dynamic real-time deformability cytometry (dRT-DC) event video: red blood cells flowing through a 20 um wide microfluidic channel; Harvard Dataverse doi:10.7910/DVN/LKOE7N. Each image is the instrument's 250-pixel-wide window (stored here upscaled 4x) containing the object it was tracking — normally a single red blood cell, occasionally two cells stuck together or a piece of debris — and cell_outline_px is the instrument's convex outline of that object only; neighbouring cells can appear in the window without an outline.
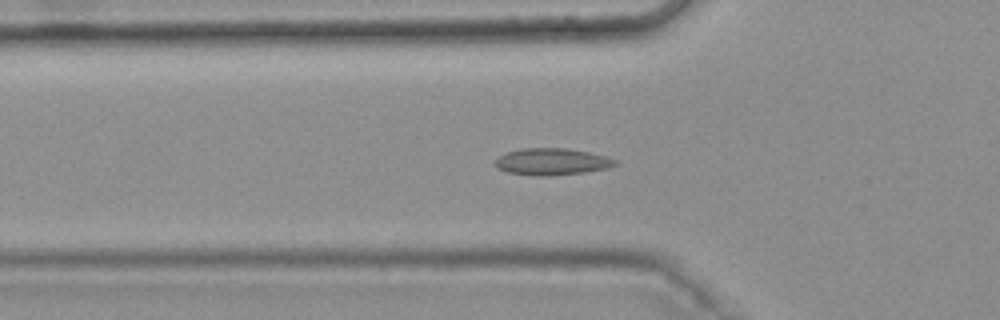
{"species": "common noctule bat (a hibernating species)", "species_latin": "Nyctalus noctula", "temperature_condition": "warm", "stored_images_in_passage": 46, "camera_frame_rate_fps": 3000, "um_per_image_px": 0.085, "animal": {"sex": "female", "body_mass_g": 25.1}, "frame": {"image": 1, "passage_image": 18, "time_ms": 5.667, "image_size_px": [1000, 320], "cell_outline_px": [[620, 164], [608, 168], [584, 172], [548, 176], [536, 176], [508, 172], [500, 168], [496, 164], [496, 160], [500, 156], [508, 152], [520, 148], [564, 148], [588, 152], [604, 156], [616, 160]], "centroid_in_image_um": [46.95, 13.74], "position_along_channel_um": 78.9, "area_um2": 18.5}}
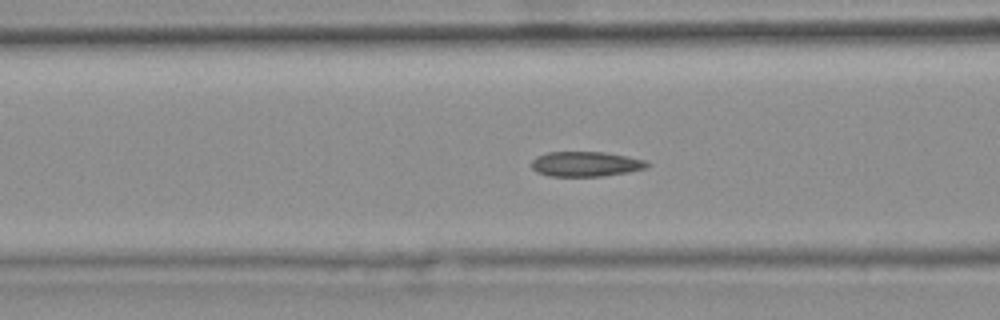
{"frame": {"image": 2, "passage_image": 21, "time_ms": 6.667, "image_size_px": [1000, 320], "cell_outline_px": [[652, 164], [648, 168], [628, 172], [600, 176], [548, 176], [536, 172], [532, 168], [532, 160], [536, 156], [548, 152], [604, 152], [644, 160]], "centroid_in_image_um": [49.78, 13.94], "position_along_channel_um": 116.8, "area_um2": 16.82}}
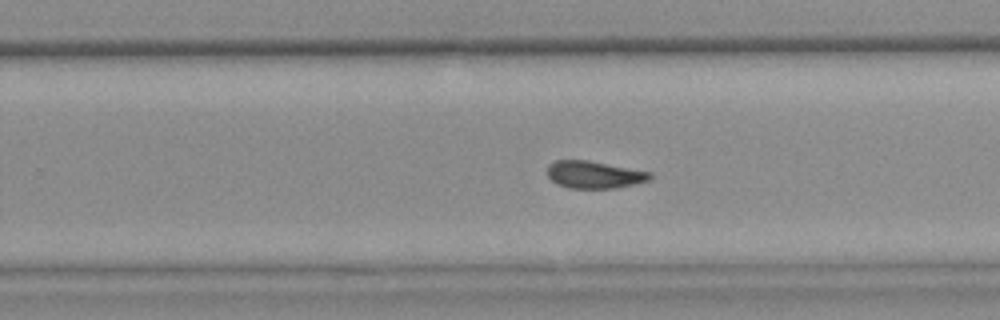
{"frame": {"image": 3, "passage_image": 34, "time_ms": 11.0, "image_size_px": [1000, 320], "cell_outline_px": [[652, 176], [648, 180], [616, 188], [568, 188], [556, 184], [548, 176], [548, 164], [556, 160], [588, 160], [652, 172]], "centroid_in_image_um": [50.48, 14.84], "position_along_channel_um": 279.3, "area_um2": 16.3}, "authors_computed_cell_mechanics": {"area_um2": 17.34, "velocity_mm_per_s": 3.759, "shape_relaxation_time_tau1_ms": null, "shape_relaxation_time_tau2_ms": 2.3273, "deformation_change_tau1": null, "deformation_change_tau2": 0.0587}}